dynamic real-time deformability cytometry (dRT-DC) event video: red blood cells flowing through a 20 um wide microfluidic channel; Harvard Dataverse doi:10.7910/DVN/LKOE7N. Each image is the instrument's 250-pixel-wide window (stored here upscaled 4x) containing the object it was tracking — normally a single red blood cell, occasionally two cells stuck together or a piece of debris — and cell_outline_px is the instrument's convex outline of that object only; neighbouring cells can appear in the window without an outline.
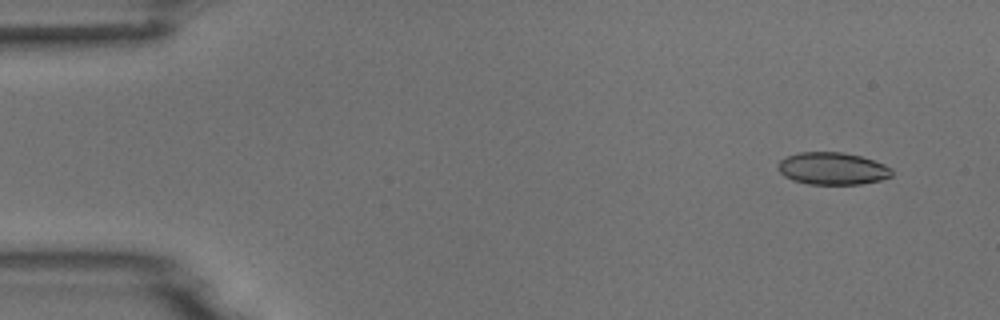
{"species": "common noctule bat (a hibernating species)", "species_latin": "Nyctalus noctula", "temperature_condition": "room temperature", "stored_images_in_passage": 5, "camera_frame_rate_fps": 3000, "um_per_image_px": 0.085, "animal": {"sex": "male", "body_mass_g": 18.8}, "frame": {"image": 1, "passage_image": 2, "time_ms": 1.0, "image_size_px": [1000, 320], "cell_outline_px": [[892, 176], [880, 180], [860, 184], [808, 184], [792, 180], [784, 176], [780, 172], [776, 164], [780, 160], [788, 156], [800, 152], [844, 152], [860, 156], [884, 164], [892, 168]], "centroid_in_image_um": [70.75, 14.33], "position_along_channel_um": 14.3, "area_um2": 21.44}}
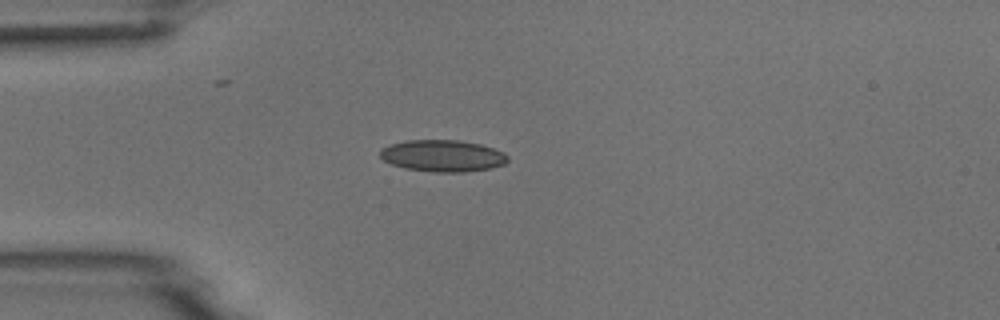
{"frame": {"image": 2, "passage_image": 5, "time_ms": 4.333, "image_size_px": [1000, 320], "cell_outline_px": [[508, 160], [504, 164], [492, 168], [464, 172], [432, 172], [404, 168], [392, 164], [384, 160], [380, 156], [380, 148], [388, 144], [404, 140], [460, 140], [480, 144], [504, 152], [508, 156]], "centroid_in_image_um": [37.6, 13.24], "position_along_channel_um": 47.4, "area_um2": 23.81}}